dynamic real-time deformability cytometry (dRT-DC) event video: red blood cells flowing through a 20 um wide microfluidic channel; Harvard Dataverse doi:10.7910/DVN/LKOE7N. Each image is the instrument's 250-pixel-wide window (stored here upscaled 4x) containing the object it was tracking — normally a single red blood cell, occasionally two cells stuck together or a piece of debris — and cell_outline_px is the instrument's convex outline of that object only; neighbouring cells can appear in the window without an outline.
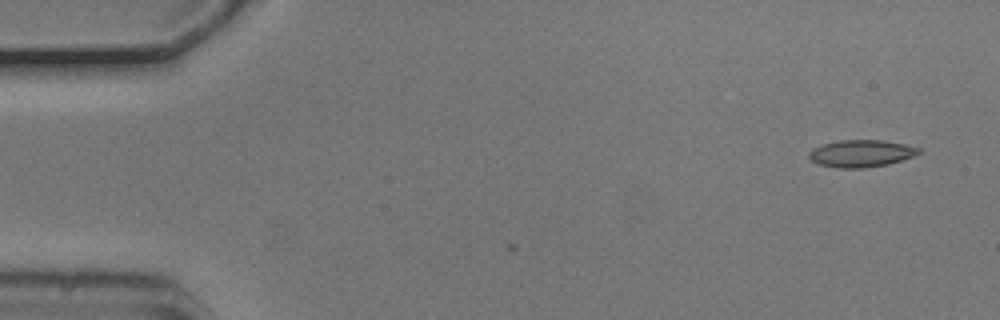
{"species": "common noctule bat (a hibernating species)", "species_latin": "Nyctalus noctula", "temperature_condition": "cold", "stored_images_in_passage": 5, "camera_frame_rate_fps": 3000, "um_per_image_px": 0.085, "animal": {"sex": "male", "body_mass_g": 20.5, "forearm_length_mm": 52.5}, "frame": {"image": 1, "passage_image": 1, "time_ms": 0.0, "image_size_px": [1000, 320], "cell_outline_px": [[920, 152], [912, 156], [888, 164], [864, 168], [836, 168], [820, 164], [812, 160], [808, 156], [808, 152], [812, 148], [824, 144], [840, 140], [880, 140], [904, 144], [920, 148]], "centroid_in_image_um": [73.16, 13.04], "position_along_channel_um": 11.8, "area_um2": 17.17}}